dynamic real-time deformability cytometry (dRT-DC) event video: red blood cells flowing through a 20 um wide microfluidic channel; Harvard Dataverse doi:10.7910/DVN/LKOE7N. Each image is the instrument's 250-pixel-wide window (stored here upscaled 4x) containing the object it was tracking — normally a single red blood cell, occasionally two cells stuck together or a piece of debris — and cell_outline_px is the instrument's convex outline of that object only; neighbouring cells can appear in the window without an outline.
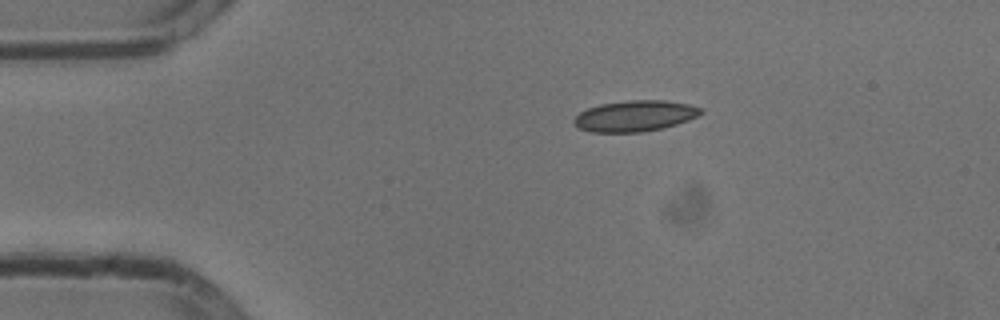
{"species": "common noctule bat (a hibernating species)", "species_latin": "Nyctalus noctula", "temperature_condition": "cold", "stored_images_in_passage": 45, "camera_frame_rate_fps": 3000, "um_per_image_px": 0.085, "animal": {"sex": "male", "body_mass_g": 13.3}, "frame": {"image": 1, "passage_image": 1, "time_ms": 0.0, "image_size_px": [1000, 320], "cell_outline_px": [[704, 112], [688, 120], [664, 128], [640, 132], [592, 132], [580, 128], [572, 124], [572, 120], [580, 112], [588, 108], [600, 104], [628, 100], [664, 100], [688, 104], [704, 108]], "centroid_in_image_um": [53.97, 9.85], "position_along_channel_um": 31.0, "area_um2": 22.95}}
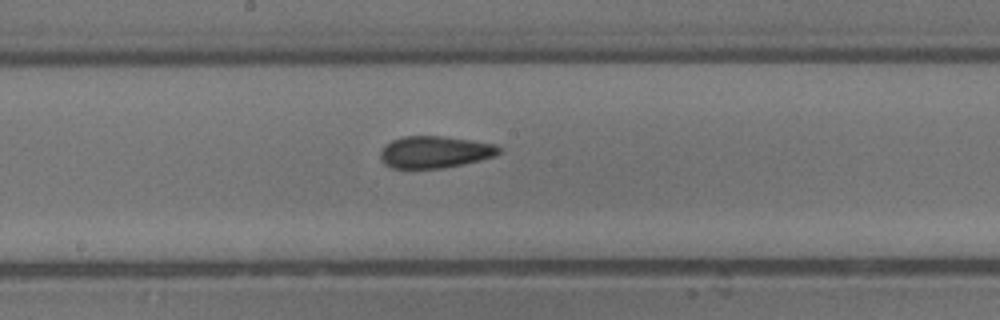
{"frame": {"image": 2, "passage_image": 19, "time_ms": 6.0, "image_size_px": [1000, 320], "cell_outline_px": [[500, 152], [496, 156], [464, 164], [444, 168], [392, 168], [384, 164], [380, 156], [380, 152], [384, 144], [392, 140], [404, 136], [444, 136], [472, 140], [496, 144], [500, 148]], "centroid_in_image_um": [36.96, 12.92], "position_along_channel_um": 211.2, "area_um2": 22.25}}
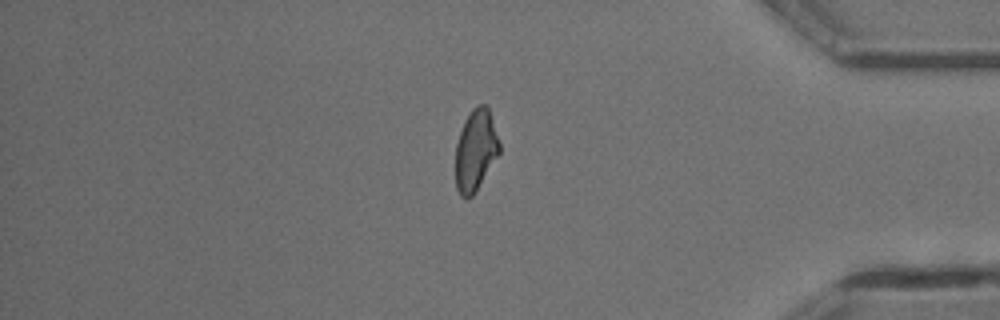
{"frame": {"image": 3, "passage_image": 36, "time_ms": 11.667, "image_size_px": [1000, 320], "cell_outline_px": [[500, 152], [472, 196], [460, 196], [456, 188], [456, 144], [464, 120], [472, 108], [476, 104], [484, 104], [488, 108], [500, 144]], "centroid_in_image_um": [40.42, 12.74], "position_along_channel_um": 394.8, "area_um2": 20.46}, "authors_computed_cell_mechanics": {"area_um2": 21.675, "velocity_mm_per_s": 3.7947, "shape_relaxation_time_tau1_ms": 7.1918, "shape_relaxation_time_tau2_ms": 4.9576, "deformation_change_tau1": 0.1421, "deformation_change_tau2": 0.1028}}